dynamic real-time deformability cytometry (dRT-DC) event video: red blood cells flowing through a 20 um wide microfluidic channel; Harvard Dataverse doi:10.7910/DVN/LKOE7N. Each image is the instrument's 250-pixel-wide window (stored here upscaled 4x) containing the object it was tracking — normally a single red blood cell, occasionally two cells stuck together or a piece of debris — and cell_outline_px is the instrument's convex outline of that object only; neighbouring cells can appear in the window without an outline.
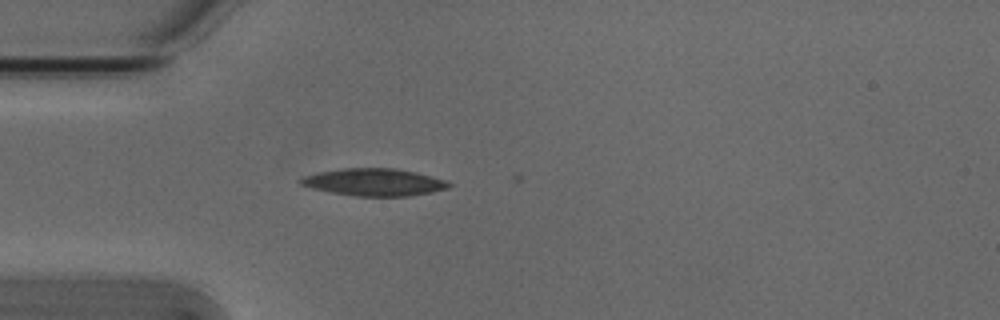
{"species": "Egyptian fruit bat (a non-hibernating species)", "species_latin": "Rousettus aegyptiacus", "temperature_condition": "cold", "stored_images_in_passage": 31, "camera_frame_rate_fps": 3000, "um_per_image_px": 0.085, "animal": {"sex": "male"}, "frame": {"image": 1, "passage_image": 6, "time_ms": 1.667, "image_size_px": [1000, 320], "cell_outline_px": [[452, 184], [448, 188], [432, 192], [408, 196], [356, 196], [328, 192], [312, 188], [300, 184], [300, 176], [316, 172], [340, 168], [396, 168], [416, 172], [444, 180]], "centroid_in_image_um": [31.74, 15.48], "position_along_channel_um": 53.3, "area_um2": 23.7}}
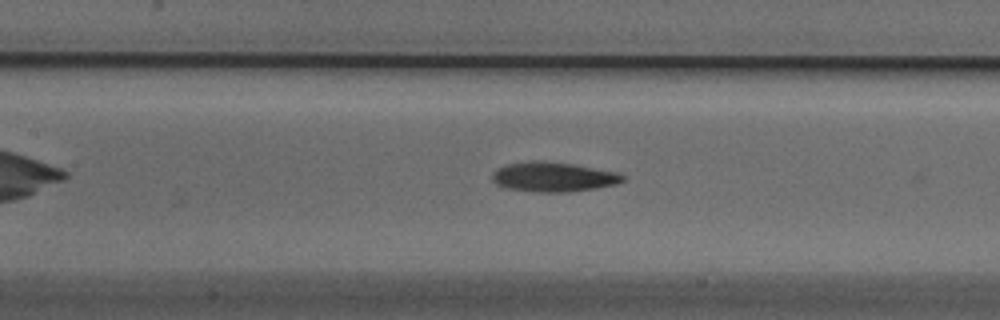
{"frame": {"image": 2, "passage_image": 15, "time_ms": 4.667, "image_size_px": [1000, 320], "cell_outline_px": [[624, 180], [616, 184], [596, 188], [568, 192], [536, 192], [508, 188], [496, 184], [492, 180], [492, 176], [500, 168], [508, 164], [532, 160], [540, 160], [576, 164], [616, 172], [624, 176]], "centroid_in_image_um": [47.06, 15.03], "position_along_channel_um": 160.3, "area_um2": 22.43}}
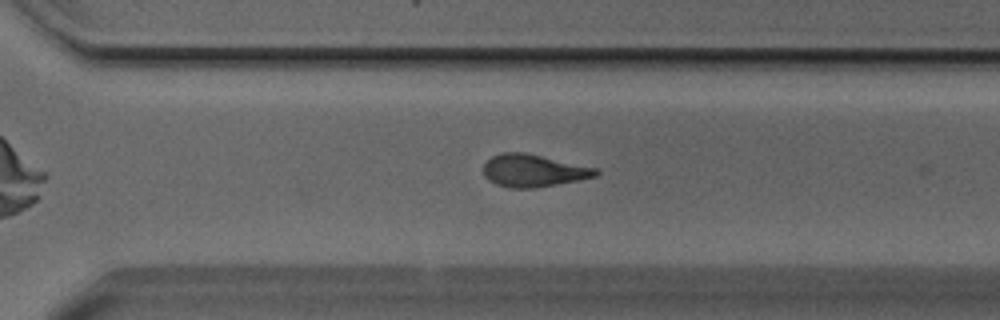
{"frame": {"image": 3, "passage_image": 28, "time_ms": 9.0, "image_size_px": [1000, 320], "cell_outline_px": [[600, 172], [596, 176], [580, 180], [532, 188], [508, 188], [496, 184], [488, 180], [484, 176], [484, 164], [492, 156], [500, 152], [524, 152], [596, 168]], "centroid_in_image_um": [45.31, 14.5], "position_along_channel_um": 325.3, "area_um2": 21.15}}